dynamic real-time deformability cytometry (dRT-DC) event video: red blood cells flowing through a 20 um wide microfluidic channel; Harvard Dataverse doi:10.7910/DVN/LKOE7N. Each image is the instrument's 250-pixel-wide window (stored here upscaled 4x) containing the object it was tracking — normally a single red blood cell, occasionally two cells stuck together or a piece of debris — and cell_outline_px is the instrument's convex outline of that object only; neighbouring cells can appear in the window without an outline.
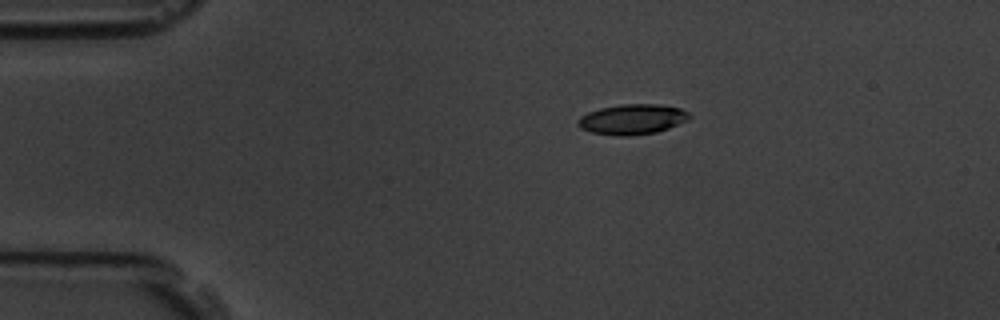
{"species": "common noctule bat (a hibernating species)", "species_latin": "Nyctalus noctula", "temperature_condition": "room temperature", "stored_images_in_passage": 9, "camera_frame_rate_fps": 3000, "um_per_image_px": 0.085, "animal": {"sex": "male", "body_mass_g": 19.5, "forearm_length_mm": 54.6}, "frame": {"image": 1, "passage_image": 1, "time_ms": 0.0, "image_size_px": [1000, 320], "cell_outline_px": [[692, 116], [688, 120], [668, 128], [656, 132], [628, 136], [616, 136], [592, 132], [580, 128], [576, 124], [576, 120], [580, 116], [588, 112], [600, 108], [620, 104], [660, 104], [680, 108], [688, 112]], "centroid_in_image_um": [53.72, 10.13], "position_along_channel_um": 31.3, "area_um2": 19.77}}
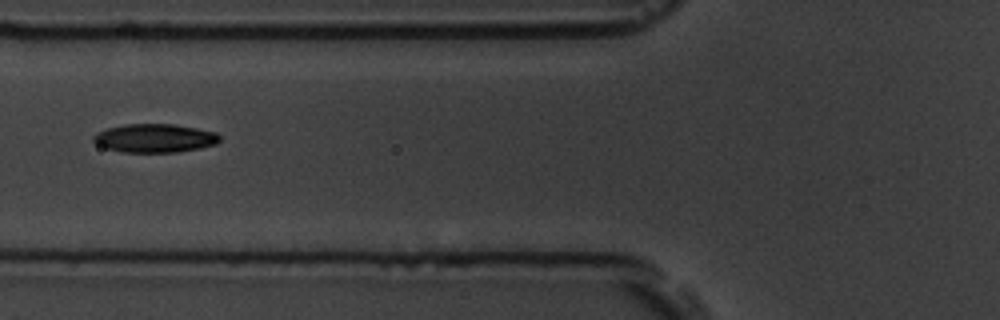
{"frame": {"image": 2, "passage_image": 4, "time_ms": 1.0, "image_size_px": [1000, 320], "cell_outline_px": [[220, 140], [216, 144], [200, 148], [176, 152], [124, 152], [108, 148], [96, 144], [92, 140], [92, 136], [96, 132], [108, 128], [124, 124], [172, 124], [196, 128], [216, 132], [220, 136]], "centroid_in_image_um": [13.15, 11.74], "position_along_channel_um": 112.7, "area_um2": 20.98}}
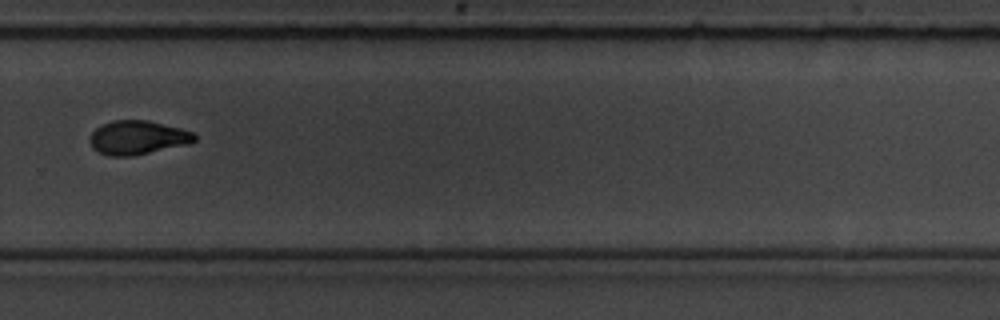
{"frame": {"image": 3, "passage_image": 9, "time_ms": 2.667, "image_size_px": [1000, 320], "cell_outline_px": [[196, 140], [188, 144], [132, 156], [108, 156], [92, 148], [92, 132], [96, 128], [112, 120], [148, 120], [180, 128], [192, 132], [196, 136]], "centroid_in_image_um": [11.72, 11.69], "position_along_channel_um": 318.1, "area_um2": 20.4}}